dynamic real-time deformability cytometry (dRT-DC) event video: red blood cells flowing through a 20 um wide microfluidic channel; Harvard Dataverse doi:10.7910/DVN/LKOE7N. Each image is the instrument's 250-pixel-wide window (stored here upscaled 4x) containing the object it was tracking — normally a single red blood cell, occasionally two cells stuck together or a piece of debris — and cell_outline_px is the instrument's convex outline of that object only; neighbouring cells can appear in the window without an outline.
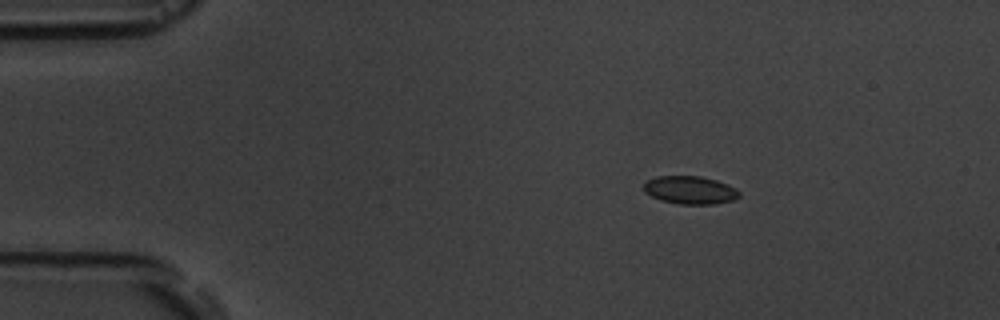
{"species": "common noctule bat (a hibernating species)", "species_latin": "Nyctalus noctula", "temperature_condition": "room temperature", "stored_images_in_passage": 4, "camera_frame_rate_fps": 3000, "um_per_image_px": 0.085, "animal": {"sex": "male", "body_mass_g": 19.5, "forearm_length_mm": 54.6}, "frame": {"image": 1, "passage_image": 2, "time_ms": 1.0, "image_size_px": [1000, 320], "cell_outline_px": [[740, 196], [736, 200], [716, 204], [680, 204], [660, 200], [644, 192], [644, 184], [648, 180], [656, 176], [700, 176], [716, 180], [728, 184], [736, 188], [740, 192]], "centroid_in_image_um": [58.7, 16.16], "position_along_channel_um": 26.3, "area_um2": 15.72}}